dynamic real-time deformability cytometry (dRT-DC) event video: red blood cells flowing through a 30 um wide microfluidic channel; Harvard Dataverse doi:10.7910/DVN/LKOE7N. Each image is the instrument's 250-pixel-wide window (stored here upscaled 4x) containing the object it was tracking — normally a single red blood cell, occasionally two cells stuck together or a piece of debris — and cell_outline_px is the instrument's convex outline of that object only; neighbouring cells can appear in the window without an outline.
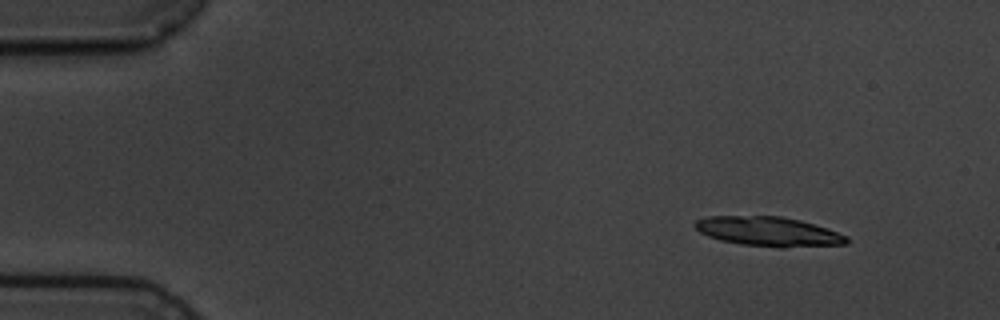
{"species": "common noctule bat (a hibernating species)", "species_latin": "Nyctalus noctula", "temperature_condition": "cold", "stored_images_in_passage": 5, "segment_of_instrument_passage": [1, 2], "camera_frame_rate_fps": 3000, "um_per_image_px": 0.085, "animal": {"sex": "male", "body_mass_g": 19.5, "forearm_length_mm": 54.6}, "frame": {"image": 1, "passage_image": 1, "time_ms": 0.0, "image_size_px": [1000, 320], "cell_outline_px": [[848, 244], [784, 248], [780, 248], [740, 244], [720, 240], [708, 236], [700, 232], [692, 224], [696, 220], [708, 216], [780, 216], [800, 220], [848, 236]], "centroid_in_image_um": [65.3, 19.69], "position_along_channel_um": 19.7, "area_um2": 26.07}}
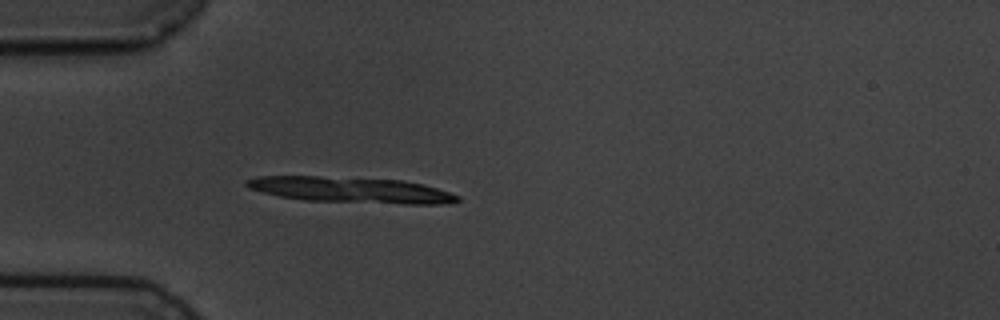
{"frame": {"image": 2, "passage_image": 4, "time_ms": 3.333, "image_size_px": [1000, 320], "cell_outline_px": [[460, 200], [440, 204], [404, 204], [304, 200], [280, 196], [248, 188], [244, 184], [244, 180], [256, 176], [320, 176], [400, 180], [424, 184], [460, 196]], "centroid_in_image_um": [29.79, 16.14], "position_along_channel_um": 55.2, "area_um2": 31.62}}